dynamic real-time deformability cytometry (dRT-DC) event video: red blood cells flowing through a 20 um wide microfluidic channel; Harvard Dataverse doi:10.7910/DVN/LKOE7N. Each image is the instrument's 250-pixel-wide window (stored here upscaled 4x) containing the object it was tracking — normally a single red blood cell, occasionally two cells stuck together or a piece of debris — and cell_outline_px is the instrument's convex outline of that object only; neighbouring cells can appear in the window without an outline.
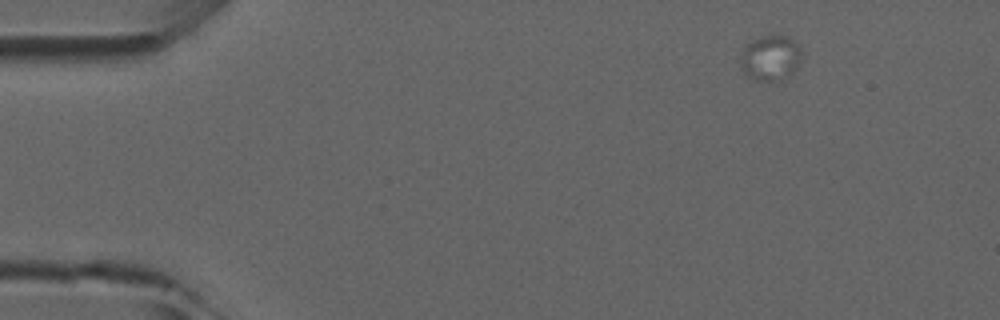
{"species": "common noctule bat (a hibernating species)", "species_latin": "Nyctalus noctula", "temperature_condition": "room temperature", "stored_images_in_passage": 4, "camera_frame_rate_fps": 3000, "um_per_image_px": 0.085, "animal": {"sex": "male", "forearm_length_mm": 52.5}, "frame": {"image": 1, "passage_image": 1, "time_ms": 0.0, "image_size_px": [1000, 320], "cell_outline_px": [[800, 60], [796, 68], [788, 76], [776, 80], [752, 80], [740, 68], [740, 60], [744, 48], [752, 40], [760, 36], [784, 36], [792, 40], [800, 48]], "centroid_in_image_um": [65.45, 4.93], "position_along_channel_um": 19.6, "area_um2": 15.78}}